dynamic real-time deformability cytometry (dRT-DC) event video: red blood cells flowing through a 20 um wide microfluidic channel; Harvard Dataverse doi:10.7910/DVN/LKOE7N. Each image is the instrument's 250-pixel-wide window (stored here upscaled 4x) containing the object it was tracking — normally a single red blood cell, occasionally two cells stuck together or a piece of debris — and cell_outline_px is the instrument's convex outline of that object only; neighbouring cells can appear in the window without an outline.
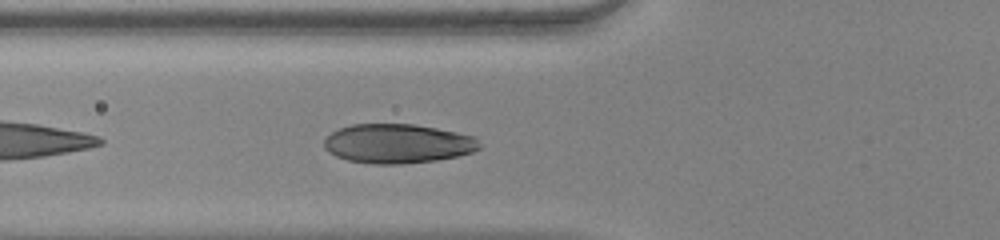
{"species": "human", "species_latin": "Homo sapiens", "temperature_condition": "warm", "stored_images_in_passage": 24, "camera_frame_rate_fps": 3000, "um_per_image_px": 0.085, "donor": {"sex": "female"}, "frame": {"image": 1, "passage_image": 4, "time_ms": 1.0, "image_size_px": [1000, 240], "cell_outline_px": [[480, 148], [472, 152], [456, 156], [436, 160], [400, 164], [372, 164], [348, 160], [336, 156], [328, 152], [324, 148], [324, 140], [332, 132], [340, 128], [352, 124], [412, 124], [436, 128], [476, 136], [480, 144]], "centroid_in_image_um": [33.8, 12.21], "position_along_channel_um": 92.0, "area_um2": 35.55}}
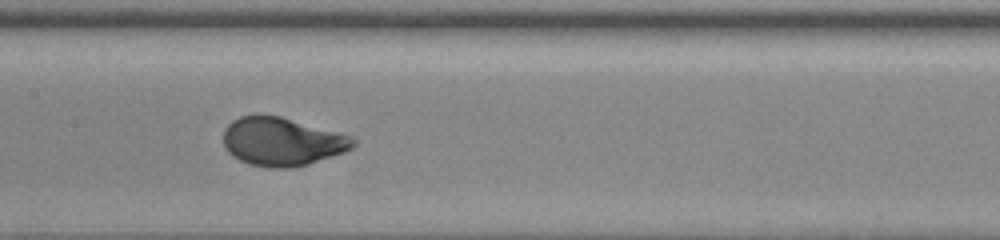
{"frame": {"image": 2, "passage_image": 11, "time_ms": 3.333, "image_size_px": [1000, 240], "cell_outline_px": [[356, 144], [352, 148], [344, 152], [308, 164], [292, 168], [268, 168], [248, 164], [232, 156], [228, 152], [224, 144], [224, 128], [232, 120], [240, 116], [280, 116], [352, 136], [356, 140]], "centroid_in_image_um": [23.97, 12.05], "position_along_channel_um": 183.4, "area_um2": 36.47}}
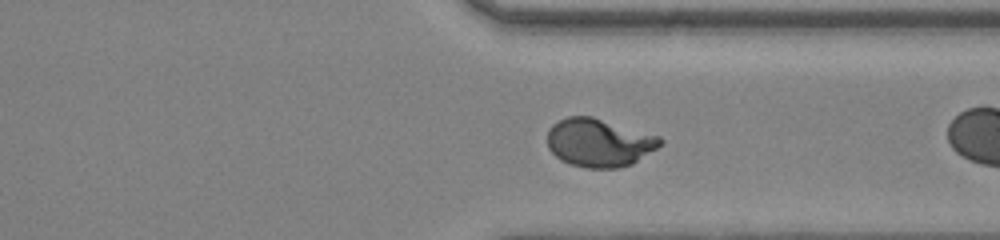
{"frame": {"image": 3, "passage_image": 22, "time_ms": 7.0, "image_size_px": [1000, 240], "cell_outline_px": [[664, 140], [656, 148], [632, 164], [620, 168], [584, 168], [568, 164], [560, 160], [548, 148], [548, 128], [552, 124], [568, 116], [592, 116], [660, 136]], "centroid_in_image_um": [50.9, 12.13], "position_along_channel_um": 360.5, "area_um2": 31.85}}